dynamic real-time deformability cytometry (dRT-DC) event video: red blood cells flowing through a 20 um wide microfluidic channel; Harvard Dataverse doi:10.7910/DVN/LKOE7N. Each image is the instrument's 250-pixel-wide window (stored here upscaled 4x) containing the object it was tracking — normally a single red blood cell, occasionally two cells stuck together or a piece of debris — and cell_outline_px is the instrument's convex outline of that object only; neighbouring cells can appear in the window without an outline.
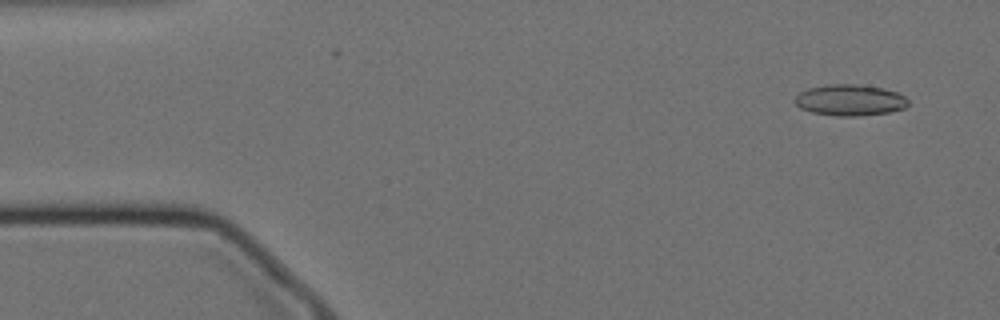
{"species": "Egyptian fruit bat (a non-hibernating species)", "species_latin": "Rousettus aegyptiacus", "temperature_condition": "cold", "stored_images_in_passage": 54, "camera_frame_rate_fps": 3000, "um_per_image_px": 0.085, "animal": {"sex": "female"}, "frame": {"image": 1, "passage_image": 1, "time_ms": 0.0, "image_size_px": [1000, 320], "cell_outline_px": [[908, 104], [904, 108], [888, 112], [856, 116], [836, 116], [812, 112], [800, 108], [792, 100], [800, 92], [808, 88], [828, 84], [856, 84], [884, 88], [896, 92], [904, 96], [908, 100]], "centroid_in_image_um": [72.21, 8.5], "position_along_channel_um": 12.8, "area_um2": 20.58}}
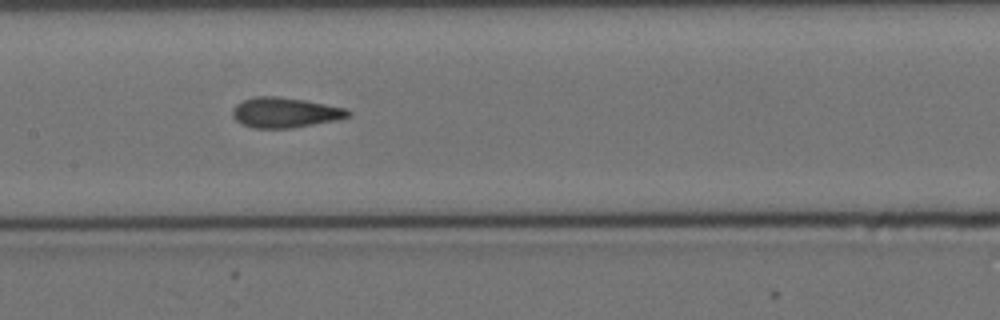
{"frame": {"image": 2, "passage_image": 24, "time_ms": 7.667, "image_size_px": [1000, 320], "cell_outline_px": [[352, 112], [348, 116], [340, 120], [292, 128], [252, 128], [240, 124], [232, 116], [232, 108], [236, 104], [244, 100], [256, 96], [276, 96], [304, 100], [348, 108]], "centroid_in_image_um": [24.24, 9.57], "position_along_channel_um": 183.2, "area_um2": 20.58}}
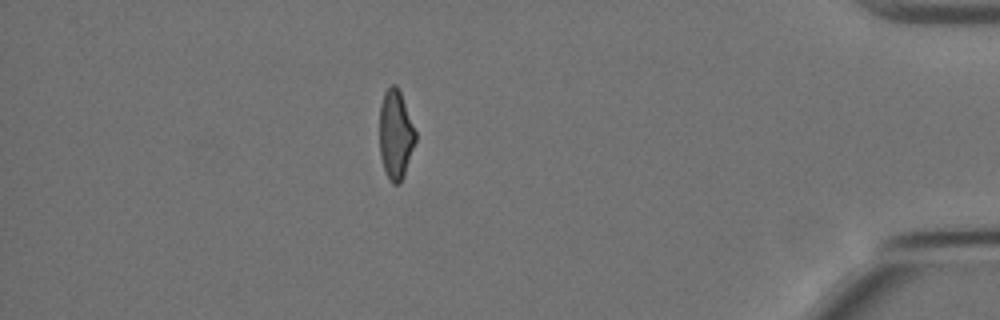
{"frame": {"image": 3, "passage_image": 47, "time_ms": 15.333, "image_size_px": [1000, 320], "cell_outline_px": [[416, 140], [404, 176], [400, 184], [392, 184], [384, 168], [380, 156], [380, 104], [384, 92], [392, 84], [396, 84], [400, 92], [416, 132]], "centroid_in_image_um": [33.63, 11.45], "position_along_channel_um": 401.6, "area_um2": 18.55}, "authors_computed_cell_mechanics": {"area_um2": 20.0855, "velocity_mm_per_s": 3.4897, "shape_relaxation_time_tau1_ms": null, "shape_relaxation_time_tau2_ms": 1.8632, "deformation_change_tau1": null, "deformation_change_tau2": 0.087}}